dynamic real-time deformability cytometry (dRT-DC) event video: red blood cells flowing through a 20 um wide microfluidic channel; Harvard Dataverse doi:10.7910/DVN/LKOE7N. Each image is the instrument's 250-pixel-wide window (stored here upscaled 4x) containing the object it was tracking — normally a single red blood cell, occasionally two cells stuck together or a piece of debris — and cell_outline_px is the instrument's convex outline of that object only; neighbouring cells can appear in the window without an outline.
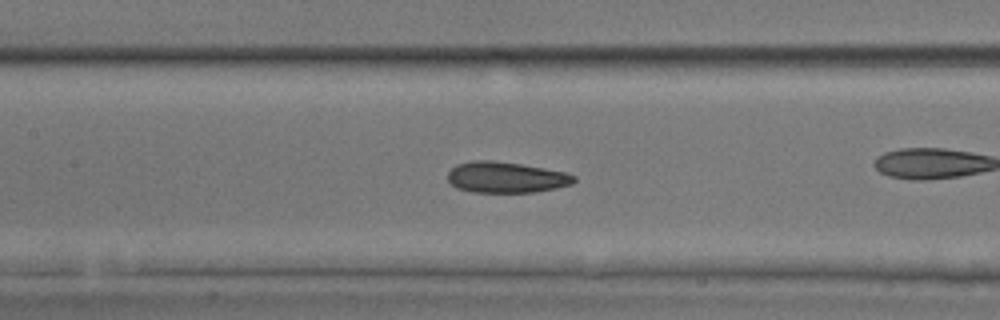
{"species": "common noctule bat (a hibernating species)", "species_latin": "Nyctalus noctula", "temperature_condition": "room temperature", "stored_images_in_passage": 50, "camera_frame_rate_fps": 3000, "um_per_image_px": 0.085, "animal": {"sex": "male", "body_mass_g": 17.9, "forearm_length_mm": 54.2}, "frame": {"image": 1, "passage_image": 22, "time_ms": 7.0, "image_size_px": [1000, 320], "cell_outline_px": [[576, 180], [572, 184], [556, 188], [536, 192], [472, 192], [456, 188], [448, 180], [448, 172], [456, 164], [472, 160], [492, 160], [520, 164], [544, 168], [564, 172], [576, 176]], "centroid_in_image_um": [43.0, 15.07], "position_along_channel_um": 164.4, "area_um2": 22.83}, "authors_computed_cell_mechanics": {"area_um2": 22.9177, "velocity_mm_per_s": 3.9965, "shape_relaxation_time_tau1_ms": null, "shape_relaxation_time_tau2_ms": 1.9667, "deformation_change_tau1": null, "deformation_change_tau2": 0.0877}}